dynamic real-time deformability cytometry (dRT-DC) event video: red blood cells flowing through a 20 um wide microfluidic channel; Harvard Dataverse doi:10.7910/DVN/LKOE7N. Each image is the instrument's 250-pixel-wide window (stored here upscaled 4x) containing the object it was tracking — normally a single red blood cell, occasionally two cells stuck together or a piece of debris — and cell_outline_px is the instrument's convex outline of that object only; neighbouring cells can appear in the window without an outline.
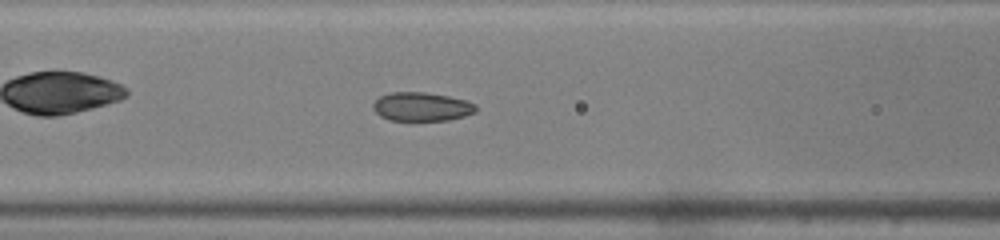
{"species": "common noctule bat (a hibernating species)", "species_latin": "Nyctalus noctula", "temperature_condition": "warm", "stored_images_in_passage": 42, "camera_frame_rate_fps": 3000, "um_per_image_px": 0.085, "animal": {"sex": "male", "body_mass_g": 19.0, "forearm_length_mm": 50.8}, "frame": {"image": 1, "passage_image": 20, "time_ms": 6.333, "image_size_px": [1000, 240], "cell_outline_px": [[476, 112], [464, 116], [448, 120], [388, 120], [380, 116], [372, 108], [372, 104], [380, 96], [392, 92], [424, 92], [448, 96], [464, 100], [476, 104]], "centroid_in_image_um": [35.82, 9.07], "position_along_channel_um": 130.8, "area_um2": 17.17}}
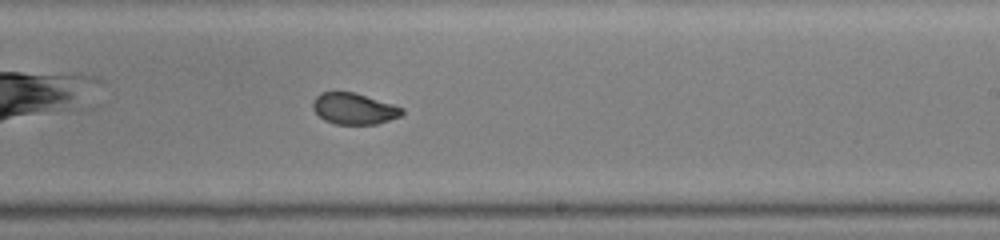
{"frame": {"image": 2, "passage_image": 29, "time_ms": 9.333, "image_size_px": [1000, 240], "cell_outline_px": [[404, 112], [400, 116], [376, 124], [336, 124], [324, 120], [312, 108], [312, 104], [316, 96], [320, 92], [356, 92], [404, 108]], "centroid_in_image_um": [30.08, 9.23], "position_along_channel_um": 258.9, "area_um2": 16.18}}
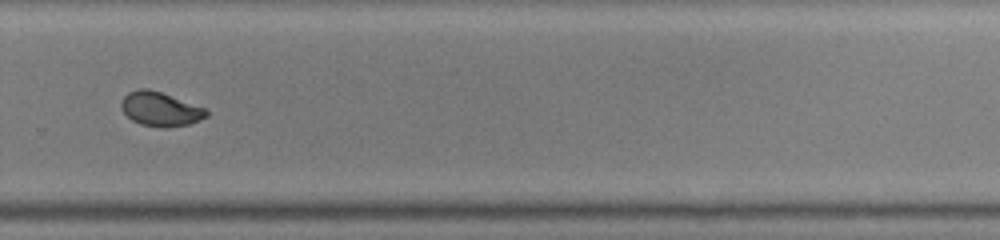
{"frame": {"image": 3, "passage_image": 33, "time_ms": 10.667, "image_size_px": [1000, 240], "cell_outline_px": [[208, 116], [188, 124], [164, 128], [140, 124], [132, 120], [124, 112], [120, 104], [124, 96], [128, 92], [140, 88], [148, 88], [160, 92], [204, 108], [208, 112]], "centroid_in_image_um": [13.59, 9.27], "position_along_channel_um": 316.2, "area_um2": 16.65}, "authors_computed_cell_mechanics": {"area_um2": 17.6579, "velocity_mm_per_s": 4.2874, "shape_relaxation_time_tau1_ms": null, "shape_relaxation_time_tau2_ms": 0.7535, "deformation_change_tau1": null, "deformation_change_tau2": 0.0455}}